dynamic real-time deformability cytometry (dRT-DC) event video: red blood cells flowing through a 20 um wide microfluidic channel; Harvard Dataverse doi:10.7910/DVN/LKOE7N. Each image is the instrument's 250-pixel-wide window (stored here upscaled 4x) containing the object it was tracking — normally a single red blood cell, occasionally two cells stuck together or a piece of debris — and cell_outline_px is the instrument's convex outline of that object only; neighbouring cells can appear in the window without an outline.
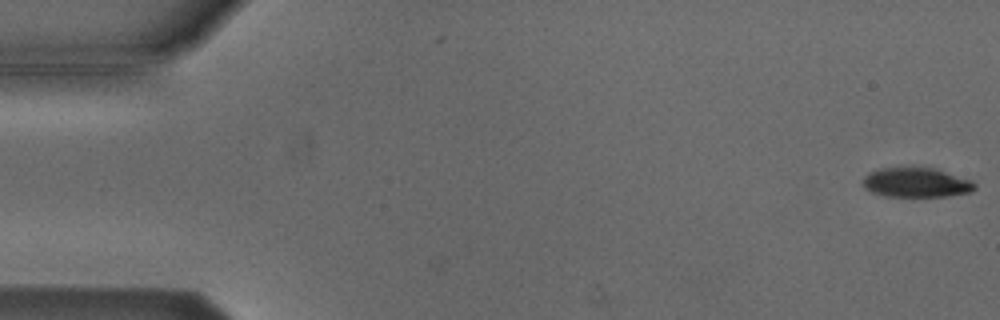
{"species": "Egyptian fruit bat (a non-hibernating species)", "species_latin": "Rousettus aegyptiacus", "temperature_condition": "cold", "stored_images_in_passage": 2, "camera_frame_rate_fps": 3000, "um_per_image_px": 0.085, "animal": {"sex": "male"}, "frame": {"image": 1, "passage_image": 2, "time_ms": 0.333, "image_size_px": [1000, 320], "cell_outline_px": [[976, 188], [968, 192], [948, 196], [884, 196], [872, 192], [864, 184], [864, 176], [868, 172], [880, 168], [908, 164], [912, 164], [932, 168], [972, 180], [976, 184]], "centroid_in_image_um": [77.86, 15.46], "position_along_channel_um": 7.1, "area_um2": 19.71}}